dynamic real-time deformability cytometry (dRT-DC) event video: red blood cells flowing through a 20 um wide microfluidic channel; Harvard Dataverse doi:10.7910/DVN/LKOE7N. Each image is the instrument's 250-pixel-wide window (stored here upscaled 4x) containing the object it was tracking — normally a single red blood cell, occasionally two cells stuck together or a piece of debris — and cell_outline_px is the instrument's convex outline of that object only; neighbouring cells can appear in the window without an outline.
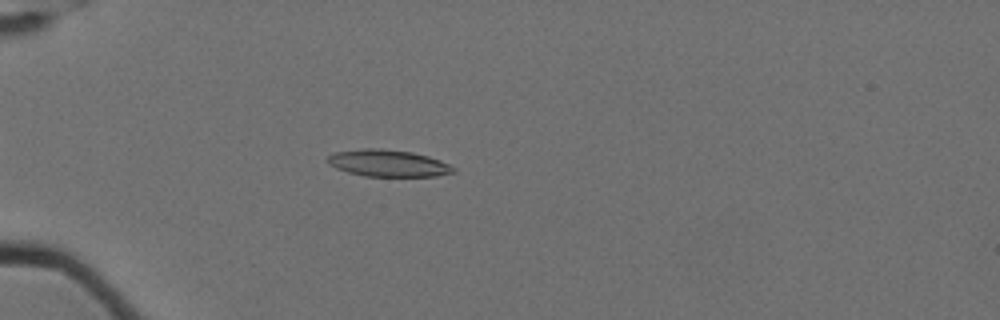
{"species": "Egyptian fruit bat (a non-hibernating species)", "species_latin": "Rousettus aegyptiacus", "temperature_condition": "cold", "stored_images_in_passage": 14, "camera_frame_rate_fps": 3000, "um_per_image_px": 0.085, "animal": {"sex": "female"}, "frame": {"image": 1, "passage_image": 3, "time_ms": 0.667, "image_size_px": [1000, 320], "cell_outline_px": [[456, 172], [436, 176], [364, 176], [348, 172], [336, 168], [328, 164], [324, 160], [328, 156], [336, 152], [364, 148], [380, 148], [412, 152], [428, 156], [440, 160], [456, 168]], "centroid_in_image_um": [32.98, 13.87], "position_along_channel_um": 52.0, "area_um2": 19.77}}
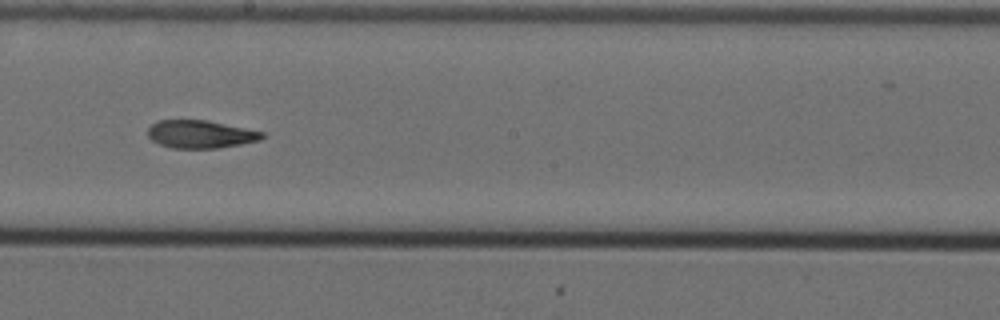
{"frame": {"image": 2, "passage_image": 8, "time_ms": 2.333, "image_size_px": [1000, 320], "cell_outline_px": [[264, 136], [260, 140], [240, 144], [216, 148], [172, 148], [160, 144], [152, 140], [148, 136], [148, 128], [156, 120], [208, 120], [264, 132]], "centroid_in_image_um": [17.02, 11.4], "position_along_channel_um": 231.2, "area_um2": 18.5}}
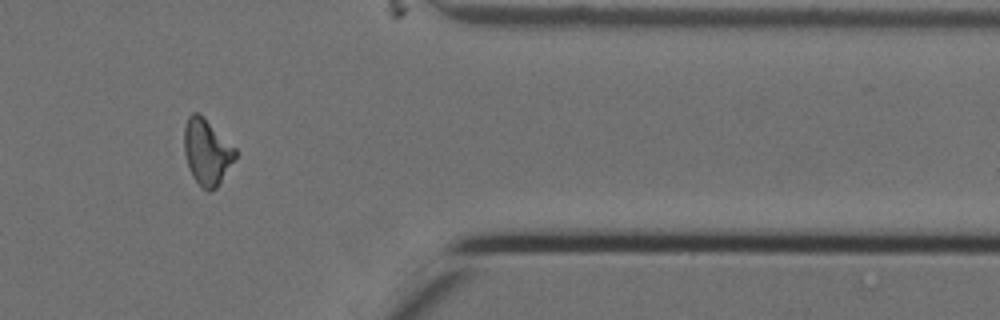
{"frame": {"image": 3, "passage_image": 12, "time_ms": 3.667, "image_size_px": [1000, 320], "cell_outline_px": [[236, 156], [216, 188], [208, 192], [192, 176], [188, 168], [184, 152], [184, 128], [188, 116], [192, 112], [200, 112], [236, 148]], "centroid_in_image_um": [17.56, 12.86], "position_along_channel_um": 393.8, "area_um2": 19.59}}